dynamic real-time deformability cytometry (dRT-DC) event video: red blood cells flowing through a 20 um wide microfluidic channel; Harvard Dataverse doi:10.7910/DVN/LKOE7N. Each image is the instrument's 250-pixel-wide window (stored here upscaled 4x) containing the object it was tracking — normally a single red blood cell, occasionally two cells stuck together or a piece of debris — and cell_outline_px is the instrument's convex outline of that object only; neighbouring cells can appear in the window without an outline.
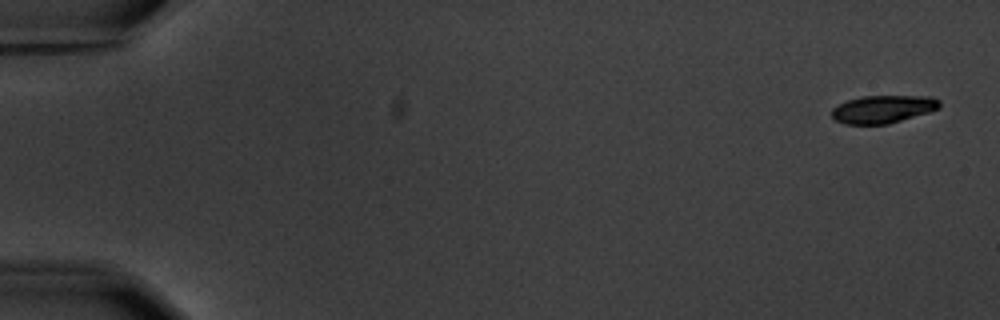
{"species": "common noctule bat (a hibernating species)", "species_latin": "Nyctalus noctula", "temperature_condition": "warm", "stored_images_in_passage": 7, "camera_frame_rate_fps": 3000, "um_per_image_px": 0.085, "animal": {"sex": "male", "body_mass_g": 20.1, "forearm_length_mm": 53.5}, "frame": {"image": 1, "passage_image": 1, "time_ms": 0.0, "image_size_px": [1000, 320], "cell_outline_px": [[940, 108], [928, 112], [888, 124], [844, 124], [836, 120], [832, 116], [832, 108], [848, 100], [860, 96], [932, 96], [940, 100]], "centroid_in_image_um": [75.07, 9.27], "position_along_channel_um": 9.9, "area_um2": 17.4}}
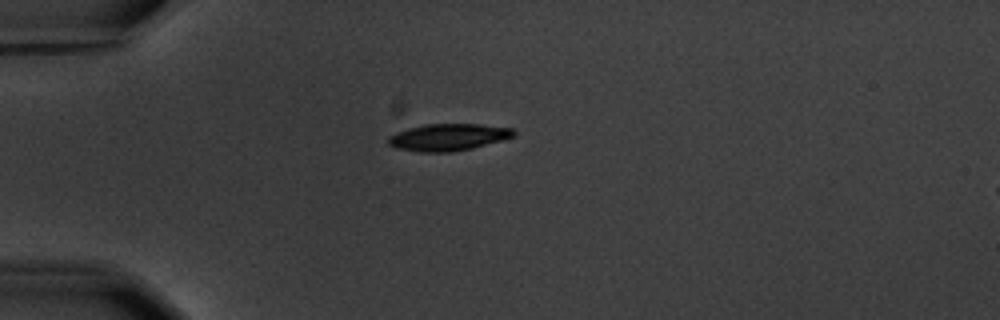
{"frame": {"image": 2, "passage_image": 5, "time_ms": 4.667, "image_size_px": [1000, 320], "cell_outline_px": [[516, 136], [504, 140], [472, 148], [452, 152], [420, 152], [396, 148], [388, 144], [388, 136], [396, 132], [408, 128], [424, 124], [480, 124], [512, 128], [516, 132]], "centroid_in_image_um": [38.11, 11.66], "position_along_channel_um": 46.9, "area_um2": 19.88}}
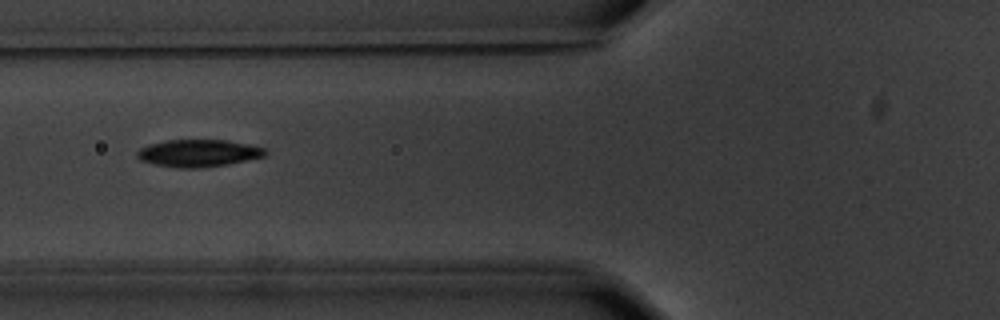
{"frame": {"image": 3, "passage_image": 7, "time_ms": 7.0, "image_size_px": [1000, 320], "cell_outline_px": [[268, 152], [264, 156], [228, 164], [200, 168], [176, 168], [152, 164], [140, 160], [136, 156], [136, 152], [140, 148], [148, 144], [164, 140], [228, 140], [248, 144], [264, 148]], "centroid_in_image_um": [16.81, 13.02], "position_along_channel_um": 109.0, "area_um2": 20.52}}